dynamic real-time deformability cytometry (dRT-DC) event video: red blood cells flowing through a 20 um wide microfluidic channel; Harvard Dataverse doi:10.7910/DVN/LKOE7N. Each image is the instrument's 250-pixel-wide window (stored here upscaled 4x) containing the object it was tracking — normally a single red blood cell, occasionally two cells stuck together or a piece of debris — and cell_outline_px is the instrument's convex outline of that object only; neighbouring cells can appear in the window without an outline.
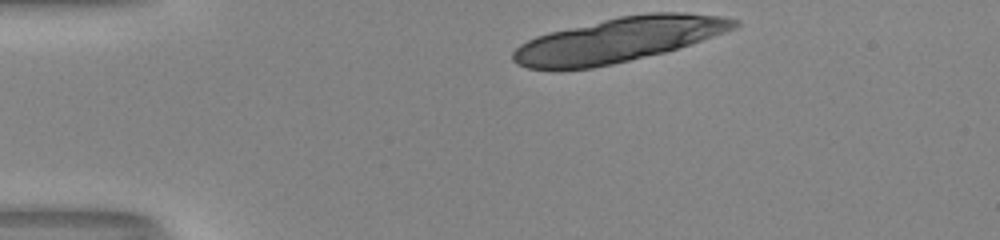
{"species": "human", "species_latin": "Homo sapiens", "temperature_condition": "room temperature", "stored_images_in_passage": 10, "camera_frame_rate_fps": 3000, "um_per_image_px": 0.085, "donor": {"sex": "male"}, "frame": {"image": 1, "passage_image": 1, "time_ms": 0.0, "image_size_px": [1000, 240], "cell_outline_px": [[740, 24], [736, 28], [664, 52], [612, 64], [592, 68], [556, 72], [552, 72], [528, 68], [516, 64], [512, 60], [512, 52], [520, 44], [536, 36], [548, 32], [620, 16], [648, 12], [684, 12], [724, 16], [740, 20]], "centroid_in_image_um": [52.5, 3.4], "position_along_channel_um": 32.5, "area_um2": 57.92}}